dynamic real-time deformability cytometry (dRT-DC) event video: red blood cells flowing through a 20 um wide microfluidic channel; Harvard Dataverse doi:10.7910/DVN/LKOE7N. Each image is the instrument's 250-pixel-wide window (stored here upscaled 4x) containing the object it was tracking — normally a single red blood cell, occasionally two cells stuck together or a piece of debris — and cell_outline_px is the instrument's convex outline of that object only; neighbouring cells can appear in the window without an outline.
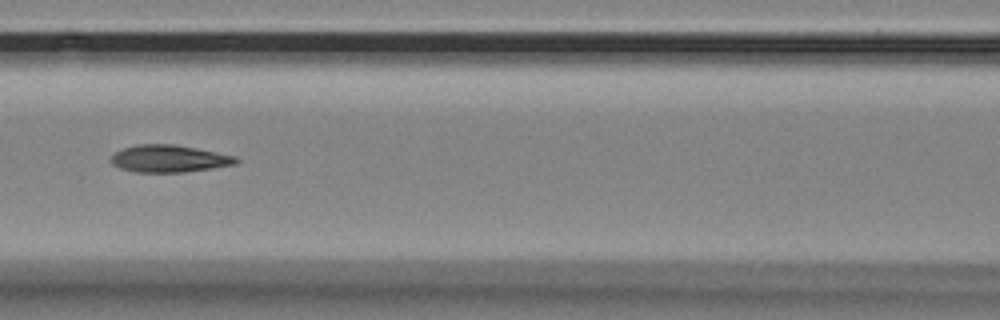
{"species": "Egyptian fruit bat (a non-hibernating species)", "species_latin": "Rousettus aegyptiacus", "temperature_condition": "room temperature", "stored_images_in_passage": 10, "camera_frame_rate_fps": 3000, "um_per_image_px": 0.085, "animal": {"sex": "female"}, "frame": {"image": 1, "passage_image": 9, "time_ms": 2.667, "image_size_px": [1000, 320], "cell_outline_px": [[240, 160], [236, 164], [212, 168], [184, 172], [136, 172], [120, 168], [112, 164], [108, 160], [116, 152], [124, 148], [136, 144], [176, 144], [236, 156]], "centroid_in_image_um": [14.37, 13.48], "position_along_channel_um": 152.2, "area_um2": 19.88}}
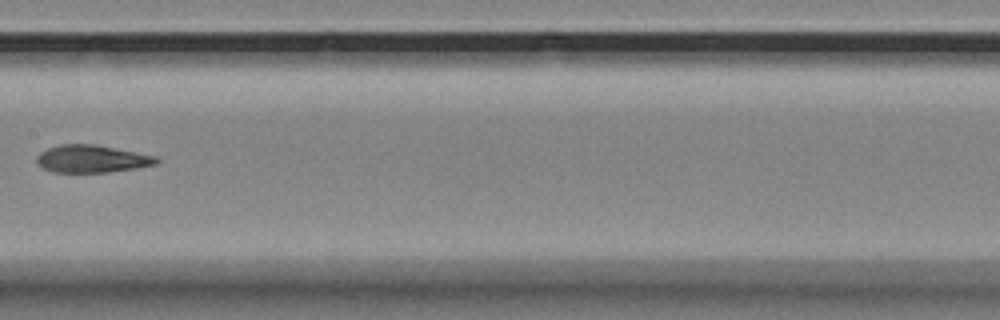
{"frame": {"image": 2, "passage_image": 10, "time_ms": 3.0, "image_size_px": [1000, 320], "cell_outline_px": [[160, 160], [156, 164], [136, 168], [108, 172], [52, 172], [36, 164], [36, 156], [40, 152], [48, 148], [60, 144], [96, 144], [156, 156]], "centroid_in_image_um": [7.78, 13.5], "position_along_channel_um": 199.6, "area_um2": 19.25}}